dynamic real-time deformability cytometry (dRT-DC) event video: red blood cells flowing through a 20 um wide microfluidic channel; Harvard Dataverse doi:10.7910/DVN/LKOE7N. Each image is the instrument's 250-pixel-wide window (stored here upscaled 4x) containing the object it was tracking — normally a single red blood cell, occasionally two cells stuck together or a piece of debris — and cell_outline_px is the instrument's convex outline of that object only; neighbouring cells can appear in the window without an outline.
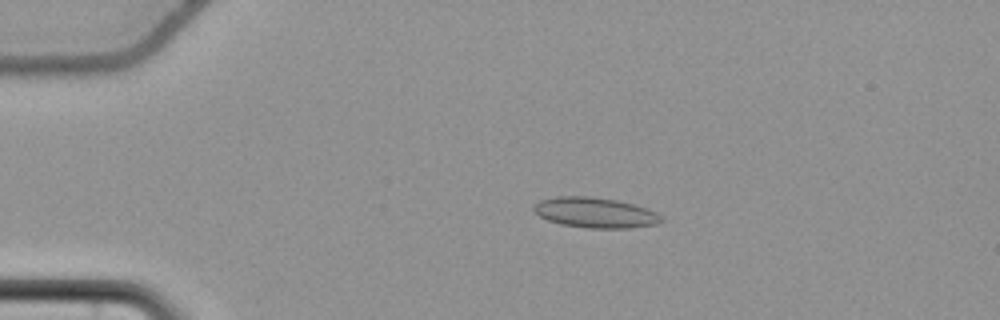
{"species": "common noctule bat (a hibernating species)", "species_latin": "Nyctalus noctula", "temperature_condition": "cold", "stored_images_in_passage": 53, "camera_frame_rate_fps": 3000, "um_per_image_px": 0.085, "animal": {"sex": "female", "body_mass_g": 22.7, "forearm_length_mm": 54.2}, "frame": {"image": 1, "passage_image": 9, "time_ms": 2.667, "image_size_px": [1000, 320], "cell_outline_px": [[664, 220], [656, 224], [628, 228], [588, 228], [560, 224], [548, 220], [540, 216], [532, 208], [540, 200], [556, 196], [588, 196], [616, 200], [632, 204], [656, 212]], "centroid_in_image_um": [50.57, 18.07], "position_along_channel_um": 34.4, "area_um2": 22.31}}
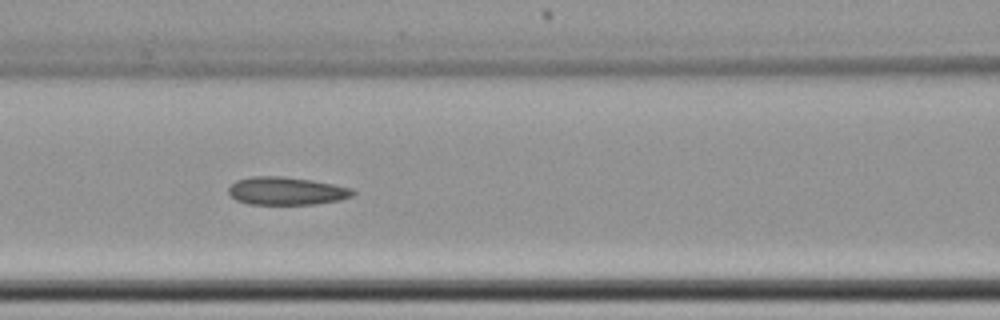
{"frame": {"image": 2, "passage_image": 22, "time_ms": 7.0, "image_size_px": [1000, 320], "cell_outline_px": [[356, 192], [352, 196], [340, 200], [316, 204], [248, 204], [236, 200], [228, 192], [228, 188], [236, 180], [252, 176], [284, 176], [312, 180], [352, 188]], "centroid_in_image_um": [24.35, 16.23], "position_along_channel_um": 142.3, "area_um2": 20.29}}
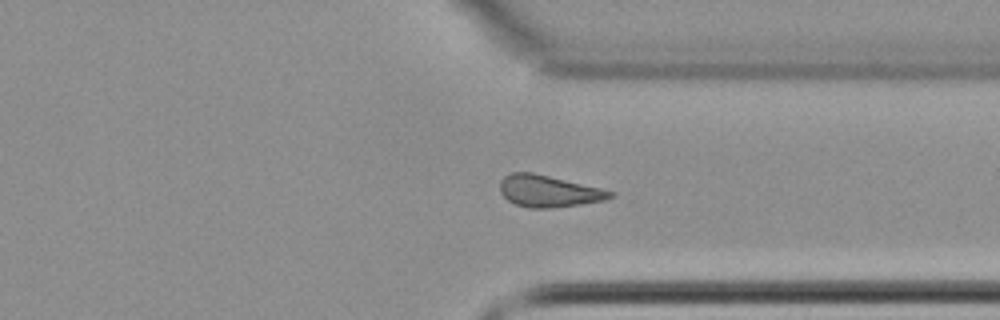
{"frame": {"image": 3, "passage_image": 40, "time_ms": 13.0, "image_size_px": [1000, 320], "cell_outline_px": [[616, 196], [604, 200], [580, 204], [548, 208], [528, 208], [516, 204], [508, 200], [500, 192], [500, 180], [504, 176], [512, 172], [532, 172], [600, 188], [612, 192]], "centroid_in_image_um": [46.59, 16.24], "position_along_channel_um": 364.8, "area_um2": 20.17}, "authors_computed_cell_mechanics": {"area_um2": 20.4612, "velocity_mm_per_s": 3.6994, "shape_relaxation_time_tau1_ms": null, "shape_relaxation_time_tau2_ms": 2.1833, "deformation_change_tau1": null, "deformation_change_tau2": 0.0752}}